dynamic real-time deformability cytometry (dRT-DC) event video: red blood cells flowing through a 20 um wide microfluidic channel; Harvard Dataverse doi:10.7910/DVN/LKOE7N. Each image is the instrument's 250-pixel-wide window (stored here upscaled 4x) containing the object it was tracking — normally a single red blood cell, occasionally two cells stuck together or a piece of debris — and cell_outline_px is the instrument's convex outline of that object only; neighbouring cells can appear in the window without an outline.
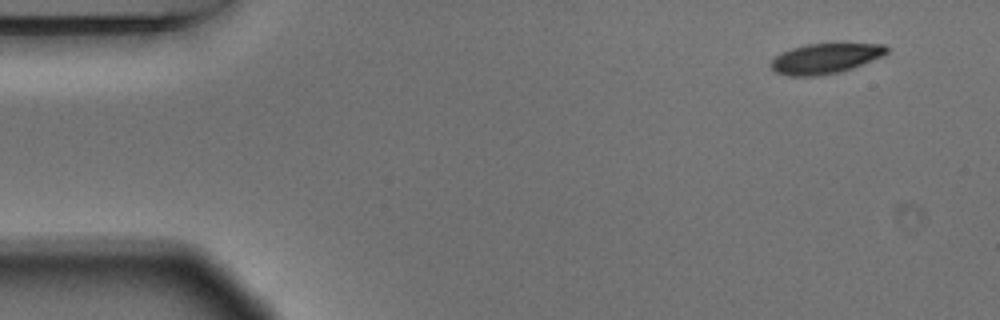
{"species": "Egyptian fruit bat (a non-hibernating species)", "species_latin": "Rousettus aegyptiacus", "temperature_condition": "warm", "stored_images_in_passage": 4, "camera_frame_rate_fps": 3000, "um_per_image_px": 0.085, "animal": {"sex": "male"}, "frame": {"image": 1, "passage_image": 1, "time_ms": 0.0, "image_size_px": [1000, 320], "cell_outline_px": [[888, 52], [884, 56], [852, 68], [840, 72], [816, 76], [788, 76], [776, 72], [772, 68], [772, 60], [776, 56], [792, 48], [808, 44], [884, 44], [888, 48]], "centroid_in_image_um": [70.19, 4.98], "position_along_channel_um": 14.8, "area_um2": 20.11}}